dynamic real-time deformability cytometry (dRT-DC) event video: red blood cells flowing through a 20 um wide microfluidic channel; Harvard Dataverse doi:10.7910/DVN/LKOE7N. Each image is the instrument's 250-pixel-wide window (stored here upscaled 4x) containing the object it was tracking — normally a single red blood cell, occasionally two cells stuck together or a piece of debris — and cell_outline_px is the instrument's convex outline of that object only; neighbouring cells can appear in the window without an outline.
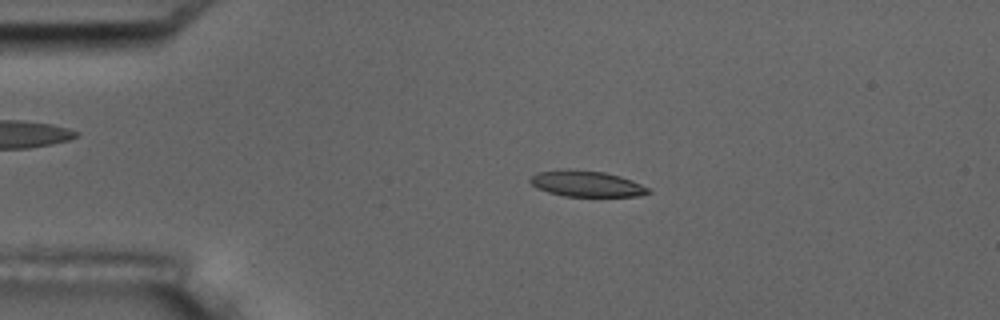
{"species": "common noctule bat (a hibernating species)", "species_latin": "Nyctalus noctula", "temperature_condition": "room temperature", "stored_images_in_passage": 4, "camera_frame_rate_fps": 3000, "um_per_image_px": 0.085, "animal": {"sex": "male", "body_mass_g": 17.5, "forearm_length_mm": 52.3}, "frame": {"image": 1, "passage_image": 3, "time_ms": 2.333, "image_size_px": [1000, 320], "cell_outline_px": [[652, 192], [640, 196], [564, 196], [548, 192], [536, 188], [528, 180], [532, 176], [540, 172], [568, 168], [604, 172], [620, 176], [632, 180], [648, 188]], "centroid_in_image_um": [49.85, 15.61], "position_along_channel_um": 35.2, "area_um2": 17.86}}